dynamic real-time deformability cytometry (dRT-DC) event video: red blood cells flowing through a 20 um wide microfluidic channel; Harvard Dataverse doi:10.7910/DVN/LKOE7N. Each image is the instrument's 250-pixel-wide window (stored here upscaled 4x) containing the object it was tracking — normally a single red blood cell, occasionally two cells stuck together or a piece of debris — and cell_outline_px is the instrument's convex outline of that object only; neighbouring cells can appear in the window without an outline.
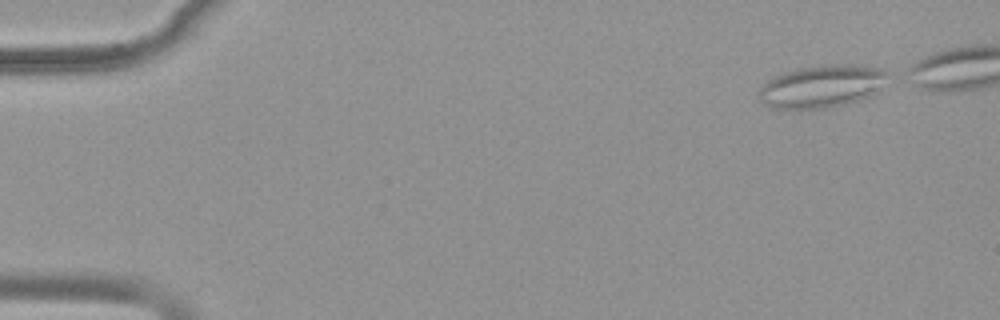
{"species": "common noctule bat (a hibernating species)", "species_latin": "Nyctalus noctula", "temperature_condition": "warm", "stored_images_in_passage": 44, "camera_frame_rate_fps": 3000, "um_per_image_px": 0.085, "animal": {"sex": "female", "body_mass_g": 19.9}, "frame": {"image": 1, "passage_image": 1, "time_ms": 0.0, "image_size_px": [1000, 320], "cell_outline_px": [[884, 72], [880, 92], [872, 96], [844, 104], [820, 108], [772, 108], [764, 104], [756, 96], [756, 92], [768, 80], [784, 72], [796, 68], [824, 64], [852, 64], [884, 68]], "centroid_in_image_um": [69.81, 7.32], "position_along_channel_um": 15.2, "area_um2": 31.91}}
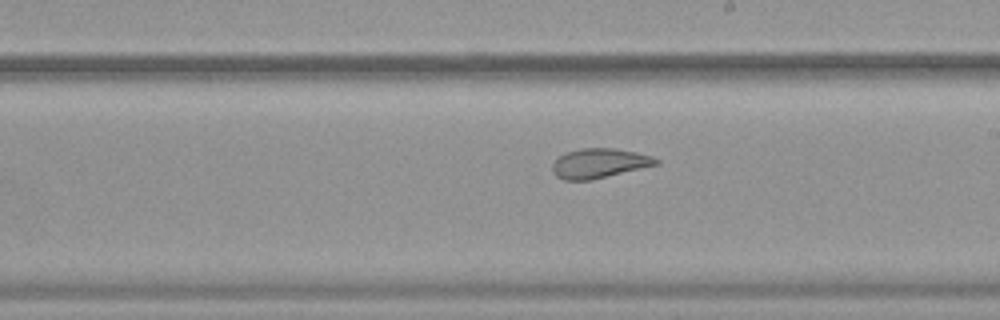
{"frame": {"image": 2, "passage_image": 28, "time_ms": 9.0, "image_size_px": [1000, 320], "cell_outline_px": [[660, 164], [592, 180], [564, 180], [556, 176], [552, 172], [552, 164], [560, 156], [568, 152], [580, 148], [616, 148], [636, 152], [652, 156], [660, 160]], "centroid_in_image_um": [50.96, 13.88], "position_along_channel_um": 238.0, "area_um2": 17.98}}
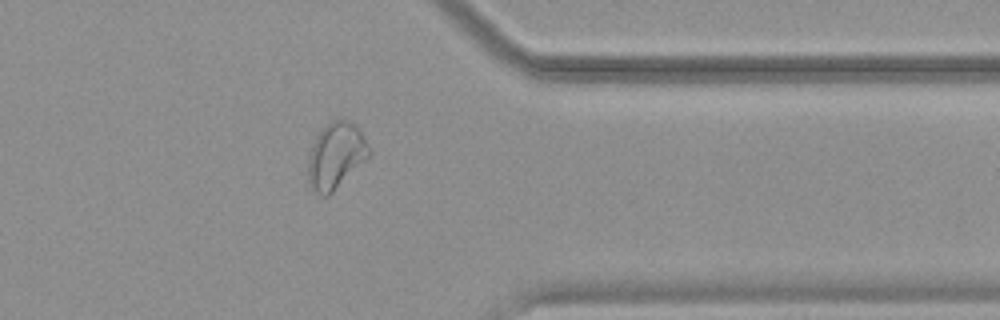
{"frame": {"image": 3, "passage_image": 40, "time_ms": 13.0, "image_size_px": [1000, 320], "cell_outline_px": [[372, 152], [328, 196], [320, 196], [308, 184], [308, 156], [312, 144], [316, 136], [332, 120], [348, 120], [356, 124]], "centroid_in_image_um": [28.52, 13.23], "position_along_channel_um": 382.9, "area_um2": 23.06}}